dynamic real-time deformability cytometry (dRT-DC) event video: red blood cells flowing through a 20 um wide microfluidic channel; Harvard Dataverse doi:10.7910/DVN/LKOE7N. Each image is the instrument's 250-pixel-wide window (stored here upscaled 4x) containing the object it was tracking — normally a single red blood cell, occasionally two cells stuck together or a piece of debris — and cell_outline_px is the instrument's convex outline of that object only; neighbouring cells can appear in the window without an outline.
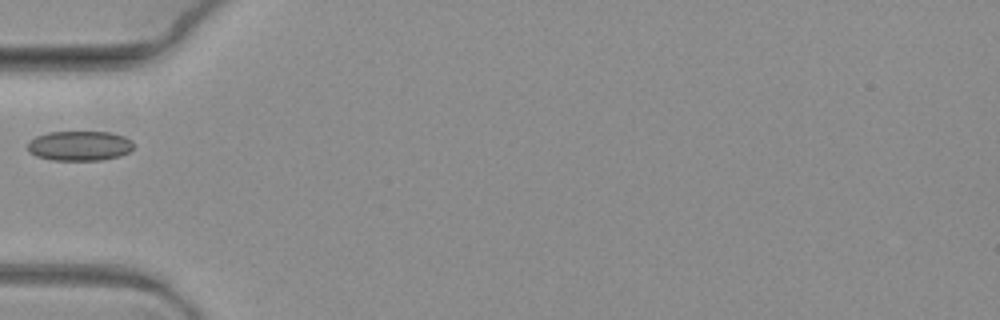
{"species": "common noctule bat (a hibernating species)", "species_latin": "Nyctalus noctula", "temperature_condition": "warm", "stored_images_in_passage": 17, "camera_frame_rate_fps": 3000, "um_per_image_px": 0.085, "animal": {"sex": "female", "body_mass_g": 19.3, "forearm_length_mm": 54.1}, "frame": {"image": 1, "passage_image": 5, "time_ms": 1.333, "image_size_px": [1000, 320], "cell_outline_px": [[132, 148], [128, 152], [120, 156], [100, 160], [52, 160], [36, 156], [28, 152], [28, 140], [36, 136], [48, 132], [112, 132], [124, 136], [132, 140]], "centroid_in_image_um": [6.74, 12.39], "position_along_channel_um": 78.3, "area_um2": 18.5}}
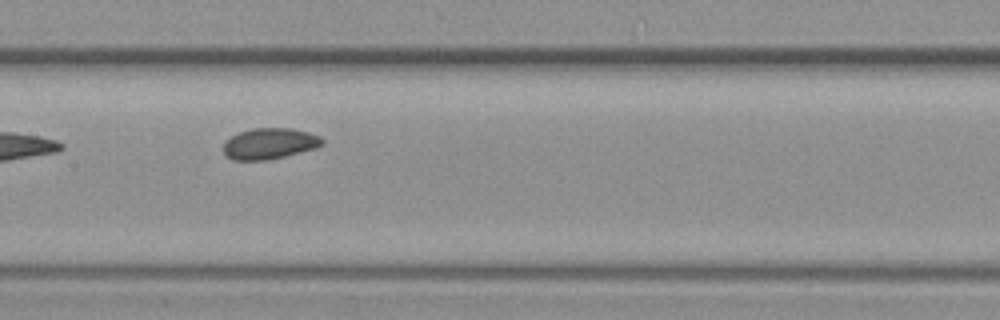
{"frame": {"image": 2, "passage_image": 8, "time_ms": 2.333, "image_size_px": [1000, 320], "cell_outline_px": [[324, 144], [316, 148], [268, 160], [232, 160], [224, 152], [224, 144], [232, 136], [240, 132], [252, 128], [292, 128], [308, 132], [320, 136], [324, 140]], "centroid_in_image_um": [22.95, 12.2], "position_along_channel_um": 184.5, "area_um2": 17.74}}
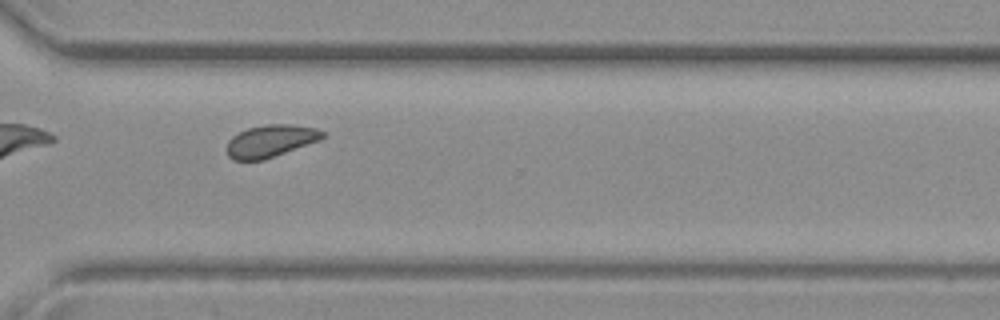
{"frame": {"image": 3, "passage_image": 12, "time_ms": 3.667, "image_size_px": [1000, 320], "cell_outline_px": [[324, 136], [320, 140], [264, 160], [232, 160], [228, 156], [228, 140], [232, 136], [248, 128], [264, 124], [292, 124], [316, 128], [324, 132]], "centroid_in_image_um": [23.0, 11.98], "position_along_channel_um": 347.6, "area_um2": 17.98}}